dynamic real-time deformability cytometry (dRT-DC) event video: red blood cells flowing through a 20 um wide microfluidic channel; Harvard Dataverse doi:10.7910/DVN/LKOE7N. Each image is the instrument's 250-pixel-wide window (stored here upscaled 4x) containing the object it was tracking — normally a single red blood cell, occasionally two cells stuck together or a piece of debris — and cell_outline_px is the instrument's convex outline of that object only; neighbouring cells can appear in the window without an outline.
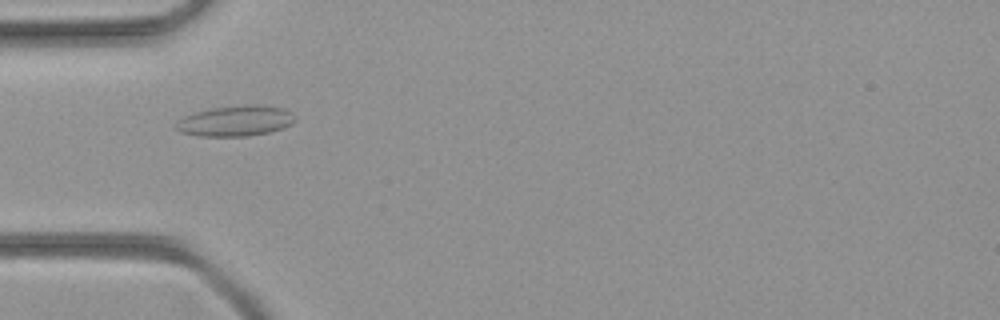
{"species": "common noctule bat (a hibernating species)", "species_latin": "Nyctalus noctula", "temperature_condition": "room temperature", "stored_images_in_passage": 45, "camera_frame_rate_fps": 3000, "um_per_image_px": 0.085, "animal": {"sex": "female", "body_mass_g": 21.9}, "frame": {"image": 1, "passage_image": 12, "time_ms": 3.667, "image_size_px": [1000, 320], "cell_outline_px": [[296, 120], [292, 124], [284, 128], [268, 132], [248, 136], [200, 136], [180, 132], [176, 128], [176, 120], [184, 116], [196, 112], [212, 108], [252, 104], [256, 104], [284, 108], [292, 112], [296, 116]], "centroid_in_image_um": [20.06, 10.27], "position_along_channel_um": 64.9, "area_um2": 21.33}}
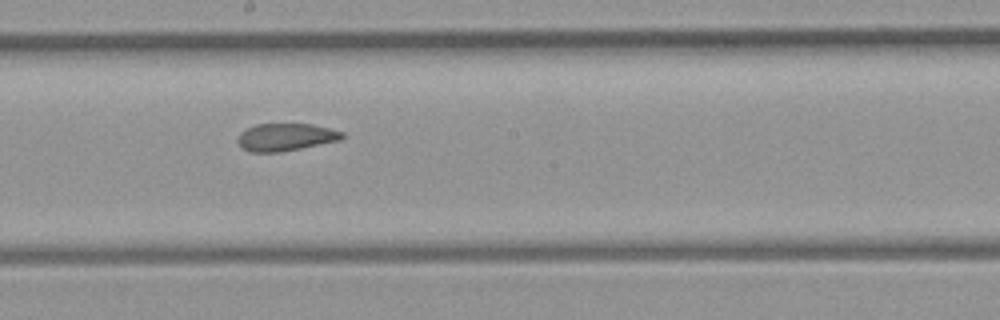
{"frame": {"image": 2, "passage_image": 23, "time_ms": 7.333, "image_size_px": [1000, 320], "cell_outline_px": [[344, 136], [340, 140], [280, 152], [248, 152], [236, 140], [240, 132], [256, 124], [312, 124], [344, 132]], "centroid_in_image_um": [24.27, 11.65], "position_along_channel_um": 223.9, "area_um2": 16.59}}
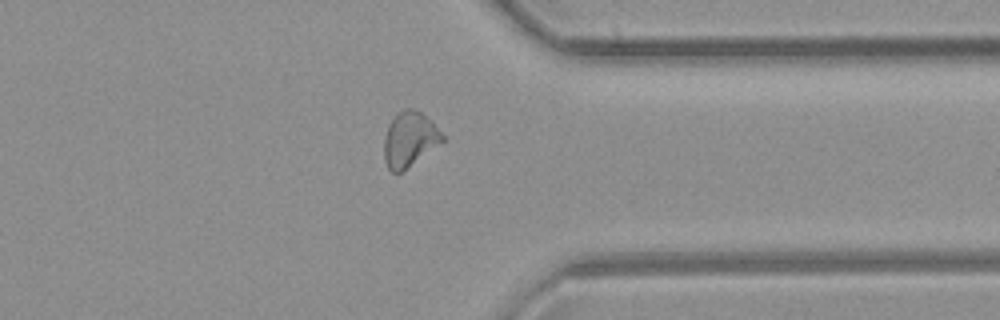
{"frame": {"image": 3, "passage_image": 34, "time_ms": 11.0, "image_size_px": [1000, 320], "cell_outline_px": [[444, 140], [400, 172], [392, 172], [388, 168], [384, 160], [384, 140], [388, 124], [404, 108], [412, 108], [420, 112], [444, 136]], "centroid_in_image_um": [34.76, 11.84], "position_along_channel_um": 376.6, "area_um2": 17.86}}